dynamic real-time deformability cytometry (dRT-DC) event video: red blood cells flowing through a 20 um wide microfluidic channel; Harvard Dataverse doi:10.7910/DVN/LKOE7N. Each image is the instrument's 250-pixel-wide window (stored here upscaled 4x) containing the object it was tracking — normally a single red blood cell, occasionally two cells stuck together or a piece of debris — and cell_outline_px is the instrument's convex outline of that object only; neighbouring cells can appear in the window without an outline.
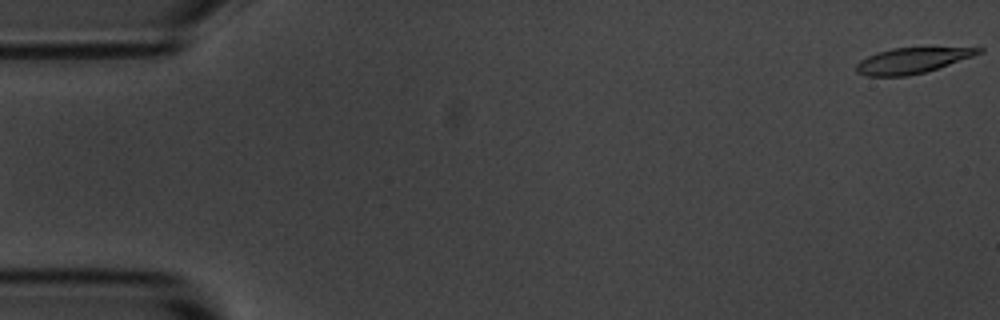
{"species": "common noctule bat (a hibernating species)", "species_latin": "Nyctalus noctula", "temperature_condition": "room temperature", "stored_images_in_passage": 6, "camera_frame_rate_fps": 3000, "um_per_image_px": 0.085, "animal": {"sex": "male", "body_mass_g": 20.1, "forearm_length_mm": 53.5}, "frame": {"image": 1, "passage_image": 1, "time_ms": 0.0, "image_size_px": [1000, 320], "cell_outline_px": [[984, 52], [924, 72], [908, 76], [868, 76], [856, 72], [856, 64], [860, 60], [868, 56], [892, 48], [984, 48]], "centroid_in_image_um": [77.48, 5.15], "position_along_channel_um": 7.5, "area_um2": 17.74}}
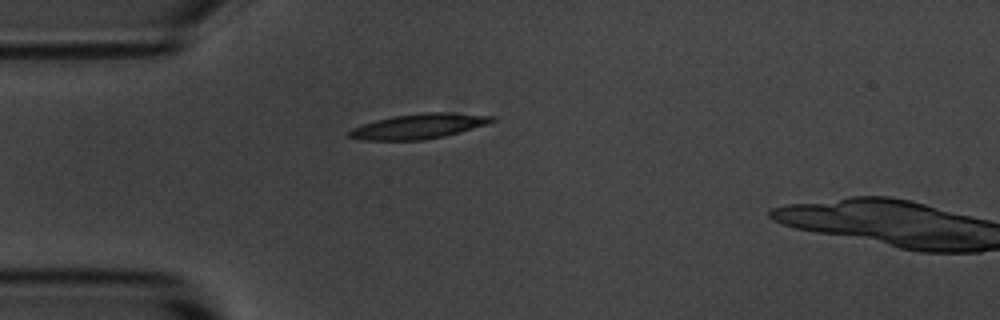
{"frame": {"image": 2, "passage_image": 5, "time_ms": 4.667, "image_size_px": [1000, 320], "cell_outline_px": [[496, 120], [488, 124], [444, 136], [424, 140], [364, 140], [348, 136], [348, 132], [352, 128], [376, 120], [392, 116], [424, 112], [452, 112], [496, 116]], "centroid_in_image_um": [35.64, 10.72], "position_along_channel_um": 49.4, "area_um2": 20.81}}